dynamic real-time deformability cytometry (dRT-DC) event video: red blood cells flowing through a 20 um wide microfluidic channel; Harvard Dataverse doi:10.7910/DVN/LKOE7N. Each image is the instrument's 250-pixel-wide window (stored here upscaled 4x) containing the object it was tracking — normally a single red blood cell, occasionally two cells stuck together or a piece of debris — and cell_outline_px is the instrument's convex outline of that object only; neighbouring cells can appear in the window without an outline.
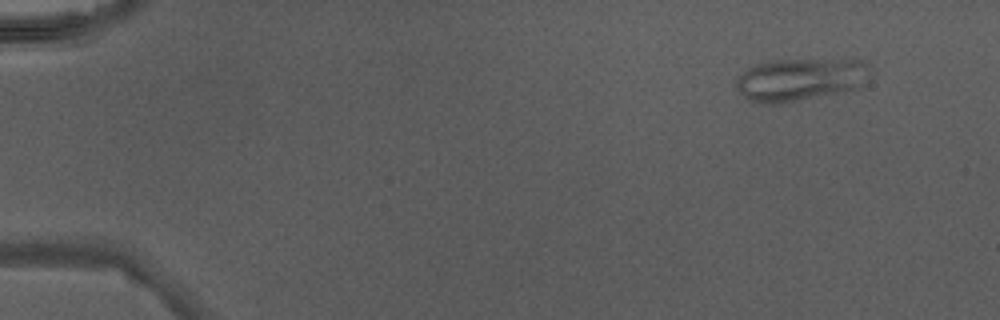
{"species": "Egyptian fruit bat (a non-hibernating species)", "species_latin": "Rousettus aegyptiacus", "temperature_condition": "warm", "stored_images_in_passage": 43, "segment_of_instrument_passage": [1, 2], "camera_frame_rate_fps": 3000, "um_per_image_px": 0.085, "animal": {"sex": "male"}, "frame": {"image": 1, "passage_image": 1, "time_ms": 0.0, "image_size_px": [1000, 320], "cell_outline_px": [[868, 64], [864, 84], [860, 88], [844, 92], [780, 104], [760, 104], [748, 100], [736, 88], [736, 80], [748, 68], [756, 64], [768, 60], [864, 60]], "centroid_in_image_um": [67.99, 6.78], "position_along_channel_um": 17.0, "area_um2": 33.35}}